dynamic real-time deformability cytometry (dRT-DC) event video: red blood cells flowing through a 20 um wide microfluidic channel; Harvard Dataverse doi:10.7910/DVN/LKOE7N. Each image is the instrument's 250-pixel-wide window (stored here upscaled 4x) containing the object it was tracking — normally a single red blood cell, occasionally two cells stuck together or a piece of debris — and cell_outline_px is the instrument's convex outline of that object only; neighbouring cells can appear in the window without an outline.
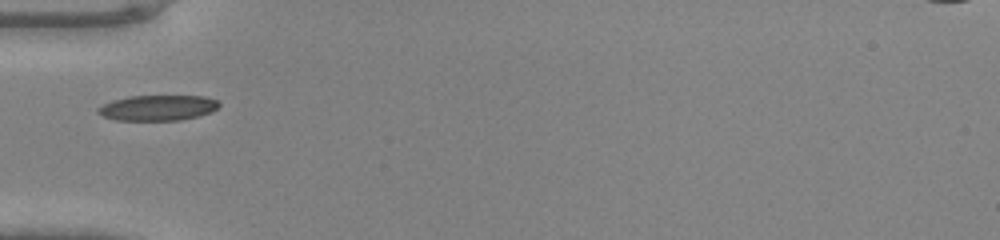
{"species": "common noctule bat (a hibernating species)", "species_latin": "Nyctalus noctula", "temperature_condition": "warm", "stored_images_in_passage": 32, "camera_frame_rate_fps": 3000, "um_per_image_px": 0.085, "animal": {"sex": "male", "body_mass_g": 20.0, "forearm_length_mm": 53.3}, "frame": {"image": 1, "passage_image": 1, "time_ms": 0.0, "image_size_px": [1000, 240], "cell_outline_px": [[220, 104], [212, 112], [200, 116], [180, 120], [116, 120], [104, 116], [96, 112], [96, 108], [112, 100], [132, 96], [204, 96], [216, 100]], "centroid_in_image_um": [13.41, 9.17], "position_along_channel_um": 71.6, "area_um2": 17.92}}
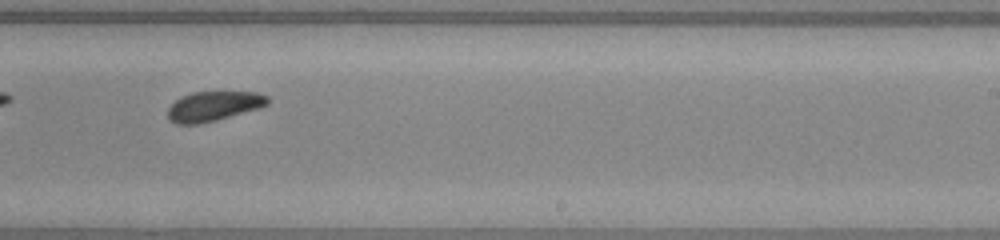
{"frame": {"image": 2, "passage_image": 15, "time_ms": 4.667, "image_size_px": [1000, 240], "cell_outline_px": [[268, 104], [260, 108], [216, 120], [200, 124], [176, 124], [168, 120], [168, 108], [176, 100], [192, 92], [256, 92], [268, 96]], "centroid_in_image_um": [18.15, 9.03], "position_along_channel_um": 270.9, "area_um2": 17.22}}
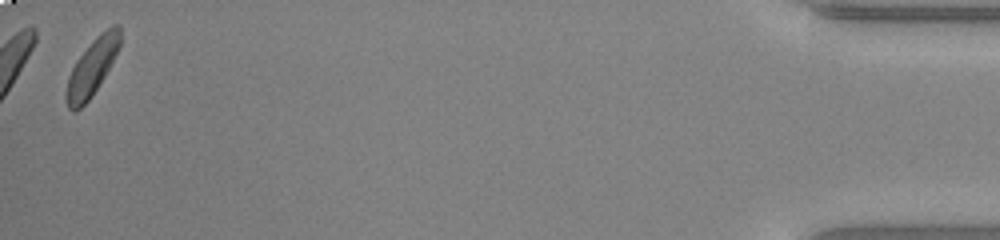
{"frame": {"image": 3, "passage_image": 32, "time_ms": 10.333, "image_size_px": [1000, 240], "cell_outline_px": [[120, 44], [104, 76], [92, 96], [76, 112], [72, 112], [68, 108], [64, 96], [68, 76], [76, 60], [92, 40], [96, 36], [112, 24], [120, 24]], "centroid_in_image_um": [7.78, 5.74], "position_along_channel_um": 427.4, "area_um2": 17.63}}